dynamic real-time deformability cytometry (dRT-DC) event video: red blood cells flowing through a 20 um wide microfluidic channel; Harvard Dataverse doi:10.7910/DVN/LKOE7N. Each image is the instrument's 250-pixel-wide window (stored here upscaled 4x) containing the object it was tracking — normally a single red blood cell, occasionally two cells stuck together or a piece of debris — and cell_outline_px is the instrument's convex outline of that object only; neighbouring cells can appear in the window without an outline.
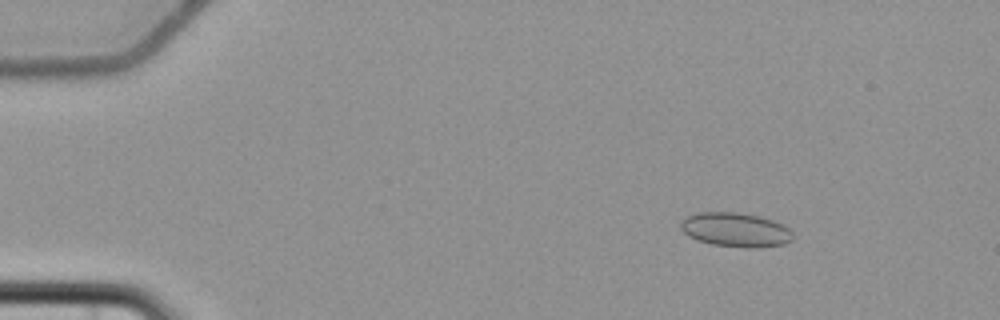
{"species": "common noctule bat (a hibernating species)", "species_latin": "Nyctalus noctula", "temperature_condition": "cold", "stored_images_in_passage": 9, "camera_frame_rate_fps": 3000, "um_per_image_px": 0.085, "animal": {"sex": "female", "body_mass_g": 22.7, "forearm_length_mm": 54.2}, "frame": {"image": 1, "passage_image": 2, "time_ms": 1.0, "image_size_px": [1000, 320], "cell_outline_px": [[796, 236], [792, 240], [784, 244], [756, 248], [744, 248], [712, 244], [696, 240], [688, 236], [680, 228], [680, 220], [696, 212], [740, 212], [760, 216], [784, 224]], "centroid_in_image_um": [62.53, 19.53], "position_along_channel_um": 22.5, "area_um2": 22.77}}
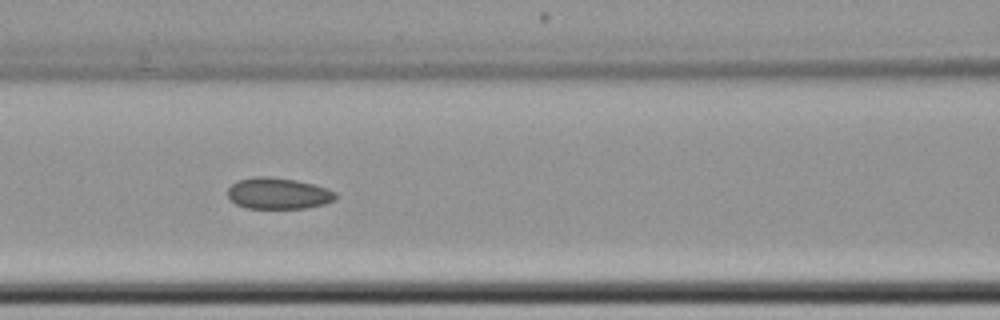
{"frame": {"image": 2, "passage_image": 7, "time_ms": 7.0, "image_size_px": [1000, 320], "cell_outline_px": [[336, 200], [324, 204], [308, 208], [244, 208], [236, 204], [228, 196], [228, 188], [236, 180], [256, 176], [268, 176], [296, 180], [328, 188], [336, 192]], "centroid_in_image_um": [23.65, 16.44], "position_along_channel_um": 142.9, "area_um2": 19.83}}
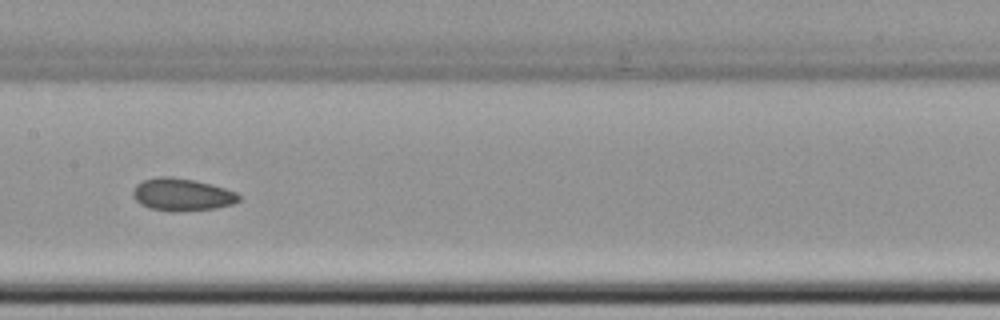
{"frame": {"image": 3, "passage_image": 8, "time_ms": 8.333, "image_size_px": [1000, 320], "cell_outline_px": [[240, 200], [232, 204], [216, 208], [180, 212], [172, 212], [148, 208], [140, 204], [132, 196], [132, 188], [136, 184], [144, 180], [160, 176], [172, 176], [196, 180], [212, 184], [236, 192], [240, 196]], "centroid_in_image_um": [15.44, 16.54], "position_along_channel_um": 192.0, "area_um2": 20.4}}